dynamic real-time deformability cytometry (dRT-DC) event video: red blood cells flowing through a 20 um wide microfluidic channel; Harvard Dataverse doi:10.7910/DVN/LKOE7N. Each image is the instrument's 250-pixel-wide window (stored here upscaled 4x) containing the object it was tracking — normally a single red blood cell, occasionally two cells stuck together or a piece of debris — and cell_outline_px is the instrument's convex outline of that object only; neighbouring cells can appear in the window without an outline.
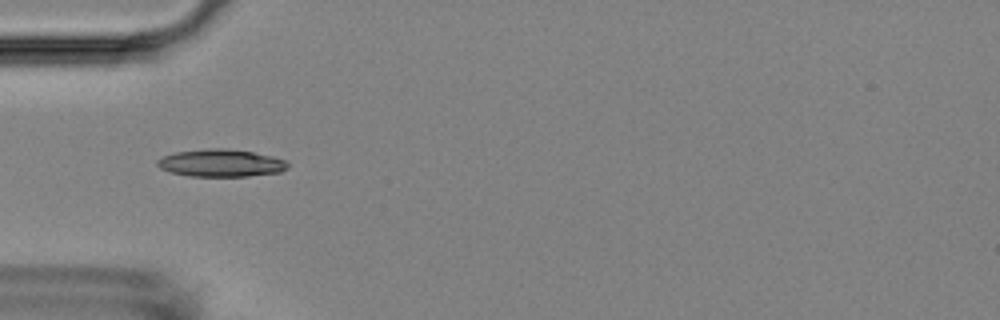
{"species": "Egyptian fruit bat (a non-hibernating species)", "species_latin": "Rousettus aegyptiacus", "temperature_condition": "room temperature", "stored_images_in_passage": 27, "camera_frame_rate_fps": 3000, "um_per_image_px": 0.085, "animal": {"sex": "female"}, "frame": {"image": 1, "passage_image": 2, "time_ms": 0.333, "image_size_px": [1000, 320], "cell_outline_px": [[288, 168], [280, 172], [248, 176], [188, 176], [172, 172], [160, 168], [156, 164], [156, 160], [164, 156], [176, 152], [208, 148], [224, 148], [252, 152], [272, 156], [288, 160]], "centroid_in_image_um": [18.8, 13.85], "position_along_channel_um": 66.2, "area_um2": 20.87}}
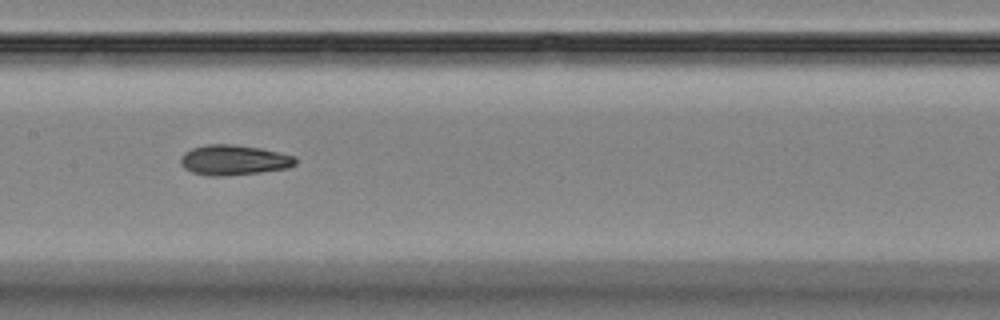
{"frame": {"image": 2, "passage_image": 12, "time_ms": 3.667, "image_size_px": [1000, 320], "cell_outline_px": [[296, 164], [288, 168], [260, 172], [224, 176], [208, 176], [192, 172], [184, 168], [180, 160], [180, 156], [184, 152], [192, 148], [208, 144], [232, 144], [260, 148], [296, 156]], "centroid_in_image_um": [19.86, 13.6], "position_along_channel_um": 187.5, "area_um2": 20.23}}
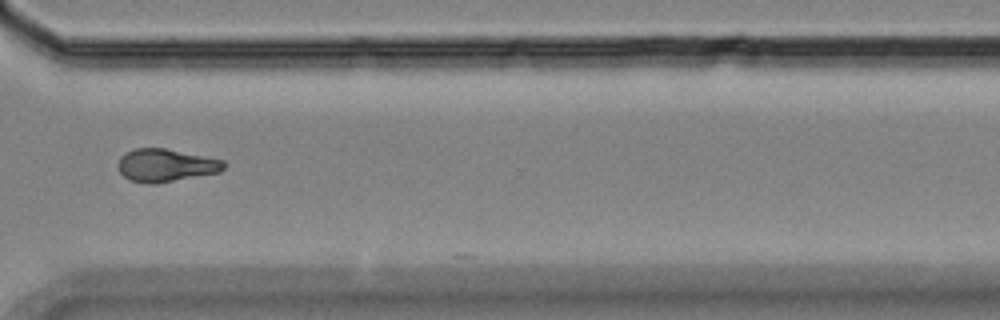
{"frame": {"image": 3, "passage_image": 26, "time_ms": 8.333, "image_size_px": [1000, 320], "cell_outline_px": [[228, 164], [220, 172], [156, 184], [148, 184], [128, 180], [120, 172], [116, 164], [120, 156], [136, 148], [164, 148], [224, 160]], "centroid_in_image_um": [14.08, 14.06], "position_along_channel_um": 356.5, "area_um2": 20.4}}